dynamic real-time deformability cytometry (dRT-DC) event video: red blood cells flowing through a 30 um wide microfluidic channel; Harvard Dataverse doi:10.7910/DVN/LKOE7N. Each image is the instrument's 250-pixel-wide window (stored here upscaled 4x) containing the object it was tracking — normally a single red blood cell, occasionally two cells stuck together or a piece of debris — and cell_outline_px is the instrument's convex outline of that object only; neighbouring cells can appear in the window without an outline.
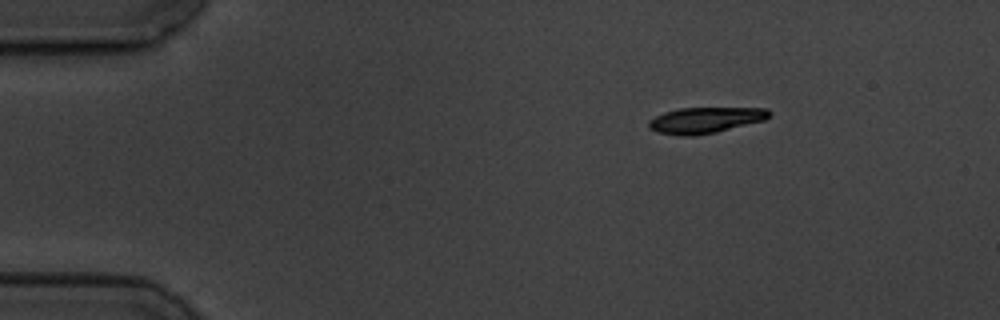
{"species": "common noctule bat (a hibernating species)", "species_latin": "Nyctalus noctula", "temperature_condition": "cold", "stored_images_in_passage": 2, "camera_frame_rate_fps": 3000, "um_per_image_px": 0.085, "animal": {"sex": "male", "body_mass_g": 19.5, "forearm_length_mm": 54.6}, "frame": {"image": 1, "passage_image": 2, "time_ms": 1.333, "image_size_px": [1000, 320], "cell_outline_px": [[772, 112], [764, 120], [716, 132], [692, 136], [680, 136], [660, 132], [648, 128], [648, 120], [664, 112], [680, 108], [768, 108]], "centroid_in_image_um": [59.94, 10.21], "position_along_channel_um": 25.1, "area_um2": 18.09}}